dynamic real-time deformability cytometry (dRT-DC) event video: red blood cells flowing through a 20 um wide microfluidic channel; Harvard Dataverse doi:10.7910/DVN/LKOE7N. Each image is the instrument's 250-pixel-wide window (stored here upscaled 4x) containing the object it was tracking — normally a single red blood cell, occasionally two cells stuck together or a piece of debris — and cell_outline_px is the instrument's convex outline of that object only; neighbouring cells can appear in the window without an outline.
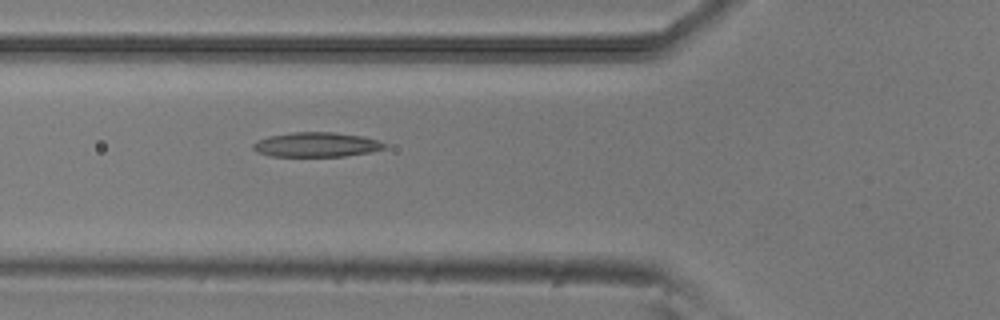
{"species": "common noctule bat (a hibernating species)", "species_latin": "Nyctalus noctula", "temperature_condition": "room temperature", "stored_images_in_passage": 2, "camera_frame_rate_fps": 3000, "um_per_image_px": 0.085, "animal": {"sex": "male", "body_mass_g": 20.5, "forearm_length_mm": 52.5}, "frame": {"image": 1, "passage_image": 2, "time_ms": 0.333, "image_size_px": [1000, 320], "cell_outline_px": [[388, 148], [368, 152], [344, 156], [272, 156], [256, 152], [252, 148], [252, 144], [256, 140], [268, 136], [292, 132], [332, 132], [364, 136], [388, 144]], "centroid_in_image_um": [26.88, 12.29], "position_along_channel_um": 98.9, "area_um2": 18.96}}